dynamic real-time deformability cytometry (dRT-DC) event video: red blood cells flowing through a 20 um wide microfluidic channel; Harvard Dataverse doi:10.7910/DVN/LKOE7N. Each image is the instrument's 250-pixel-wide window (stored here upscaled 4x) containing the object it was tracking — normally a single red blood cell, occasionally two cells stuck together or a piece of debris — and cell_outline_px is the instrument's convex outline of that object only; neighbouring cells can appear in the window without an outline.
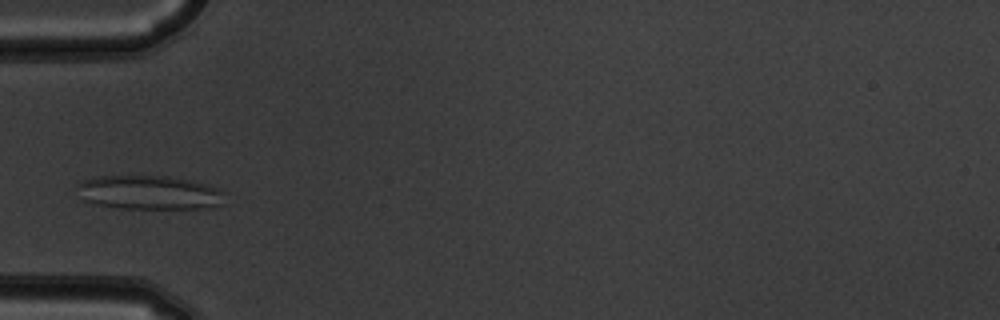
{"species": "common noctule bat (a hibernating species)", "species_latin": "Nyctalus noctula", "temperature_condition": "warm", "stored_images_in_passage": 6, "camera_frame_rate_fps": 3000, "um_per_image_px": 0.085, "animal": {"sex": "male", "body_mass_g": 19.5, "forearm_length_mm": 54.6}, "frame": {"image": 1, "passage_image": 3, "time_ms": 0.667, "image_size_px": [1000, 320], "cell_outline_px": [[224, 204], [208, 208], [120, 208], [96, 204], [84, 200], [76, 184], [80, 180], [100, 176], [168, 176], [192, 180], [220, 188], [224, 192]], "centroid_in_image_um": [12.73, 16.36], "position_along_channel_um": 72.3, "area_um2": 29.36}}
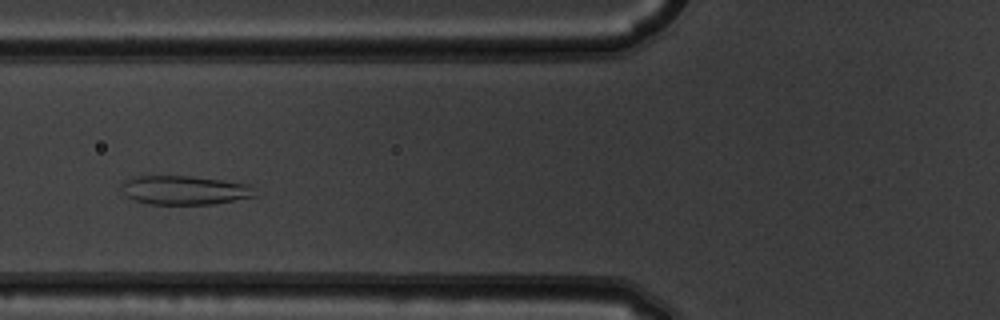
{"frame": {"image": 2, "passage_image": 4, "time_ms": 1.0, "image_size_px": [1000, 320], "cell_outline_px": [[256, 196], [212, 204], [148, 204], [136, 200], [128, 196], [120, 188], [124, 180], [132, 176], [188, 176], [220, 180], [248, 184]], "centroid_in_image_um": [15.63, 16.16], "position_along_channel_um": 110.2, "area_um2": 22.2}}
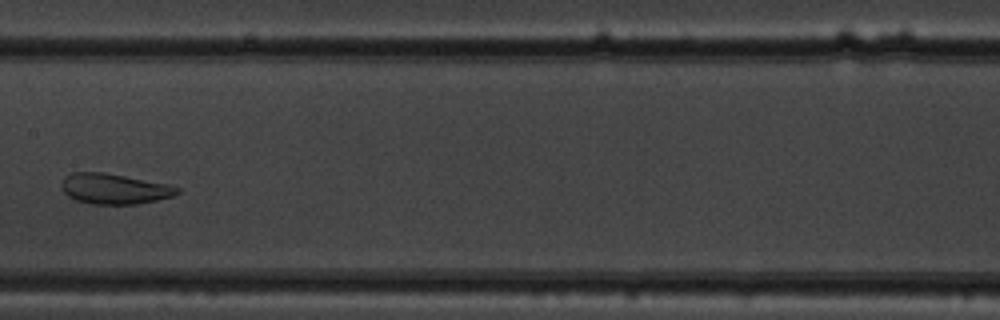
{"frame": {"image": 3, "passage_image": 6, "time_ms": 1.667, "image_size_px": [1000, 320], "cell_outline_px": [[180, 192], [172, 196], [156, 200], [136, 204], [92, 204], [76, 200], [68, 196], [64, 192], [60, 184], [64, 176], [72, 172], [104, 172], [168, 184], [180, 188]], "centroid_in_image_um": [9.69, 16.04], "position_along_channel_um": 197.7, "area_um2": 20.52}}